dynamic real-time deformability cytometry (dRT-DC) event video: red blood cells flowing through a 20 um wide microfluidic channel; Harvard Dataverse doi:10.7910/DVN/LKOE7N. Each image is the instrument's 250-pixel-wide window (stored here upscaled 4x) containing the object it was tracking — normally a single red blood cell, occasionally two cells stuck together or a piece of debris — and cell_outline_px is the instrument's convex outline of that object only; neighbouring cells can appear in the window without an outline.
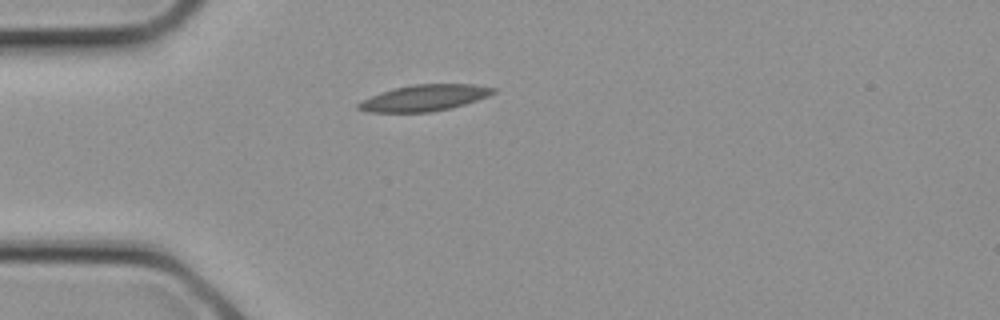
{"species": "common noctule bat (a hibernating species)", "species_latin": "Nyctalus noctula", "temperature_condition": "cold", "stored_images_in_passage": 3, "camera_frame_rate_fps": 3000, "um_per_image_px": 0.085, "animal": {"sex": "female", "body_mass_g": 21.9}, "frame": {"image": 1, "passage_image": 3, "time_ms": 0.667, "image_size_px": [1000, 320], "cell_outline_px": [[496, 92], [488, 96], [452, 108], [428, 112], [364, 112], [356, 108], [356, 104], [360, 100], [380, 92], [412, 84], [472, 84], [496, 88]], "centroid_in_image_um": [36.02, 8.32], "position_along_channel_um": 49.0, "area_um2": 20.69}}